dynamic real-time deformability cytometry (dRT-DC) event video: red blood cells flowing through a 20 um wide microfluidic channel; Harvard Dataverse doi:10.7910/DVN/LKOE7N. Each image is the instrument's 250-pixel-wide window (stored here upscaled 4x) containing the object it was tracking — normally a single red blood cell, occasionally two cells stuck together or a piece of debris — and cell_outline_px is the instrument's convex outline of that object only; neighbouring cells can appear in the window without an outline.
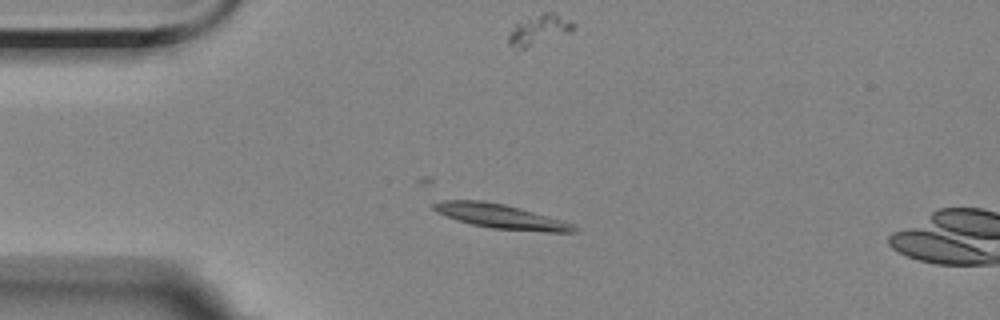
{"species": "Egyptian fruit bat (a non-hibernating species)", "species_latin": "Rousettus aegyptiacus", "temperature_condition": "room temperature", "stored_images_in_passage": 4, "camera_frame_rate_fps": 3000, "um_per_image_px": 0.085, "animal": {"sex": "female"}, "frame": {"image": 1, "passage_image": 3, "time_ms": 2.333, "image_size_px": [1000, 320], "cell_outline_px": [[580, 232], [544, 232], [492, 228], [472, 224], [456, 220], [436, 212], [432, 208], [432, 204], [444, 200], [480, 200], [504, 204], [520, 208], [560, 220], [572, 224], [580, 228]], "centroid_in_image_um": [42.57, 18.4], "position_along_channel_um": 42.4, "area_um2": 19.83}}